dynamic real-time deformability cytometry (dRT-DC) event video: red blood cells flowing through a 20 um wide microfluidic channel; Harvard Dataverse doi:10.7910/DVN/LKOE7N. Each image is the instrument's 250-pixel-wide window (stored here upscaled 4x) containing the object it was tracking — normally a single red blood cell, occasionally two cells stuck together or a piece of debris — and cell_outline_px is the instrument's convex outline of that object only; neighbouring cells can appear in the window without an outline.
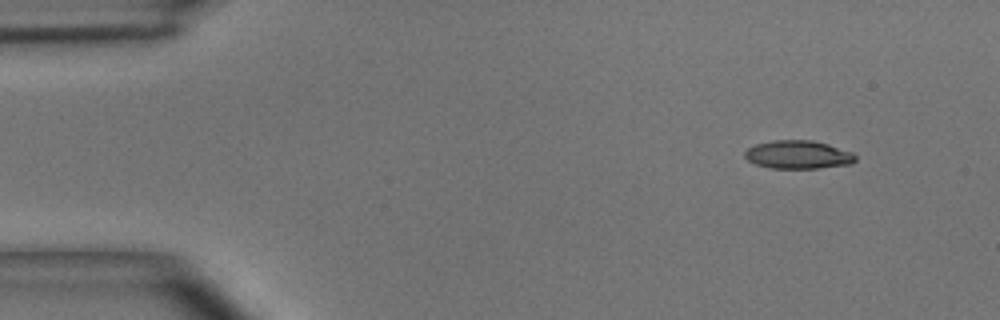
{"species": "common noctule bat (a hibernating species)", "species_latin": "Nyctalus noctula", "temperature_condition": "room temperature", "stored_images_in_passage": 3, "camera_frame_rate_fps": 3000, "um_per_image_px": 0.085, "animal": {"sex": "male", "body_mass_g": 15.6}, "frame": {"image": 1, "passage_image": 1, "time_ms": 0.0, "image_size_px": [1000, 320], "cell_outline_px": [[856, 160], [852, 164], [820, 168], [772, 168], [756, 164], [748, 160], [744, 156], [744, 152], [748, 148], [756, 144], [772, 140], [812, 140], [828, 144], [852, 152], [856, 156]], "centroid_in_image_um": [67.86, 13.14], "position_along_channel_um": 17.1, "area_um2": 18.26}}